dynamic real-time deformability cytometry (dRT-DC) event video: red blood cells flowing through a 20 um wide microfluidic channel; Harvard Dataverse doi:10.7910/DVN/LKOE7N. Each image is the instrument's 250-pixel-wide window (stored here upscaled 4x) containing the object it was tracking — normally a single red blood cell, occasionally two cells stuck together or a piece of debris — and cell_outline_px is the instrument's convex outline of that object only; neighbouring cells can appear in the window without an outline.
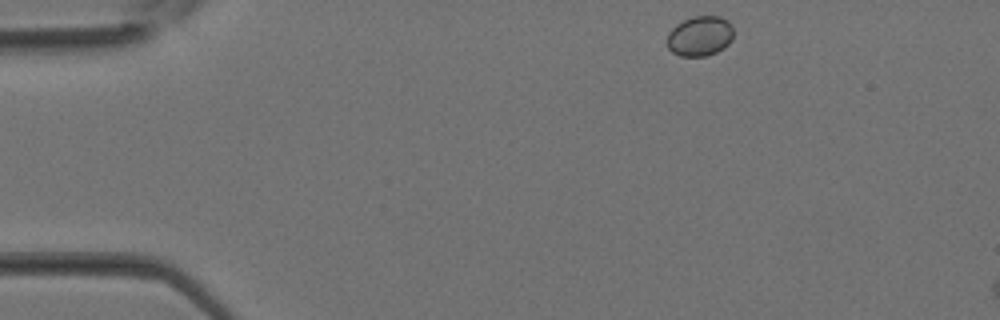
{"species": "Egyptian fruit bat (a non-hibernating species)", "species_latin": "Rousettus aegyptiacus", "temperature_condition": "room temperature", "stored_images_in_passage": 6, "camera_frame_rate_fps": 3000, "um_per_image_px": 0.085, "animal": {"sex": "female"}, "frame": {"image": 1, "passage_image": 1, "time_ms": 0.0, "image_size_px": [1000, 320], "cell_outline_px": [[732, 40], [724, 48], [716, 52], [704, 56], [680, 56], [672, 52], [668, 48], [668, 32], [676, 24], [692, 16], [720, 16], [728, 20], [732, 24]], "centroid_in_image_um": [59.5, 3.05], "position_along_channel_um": 25.5, "area_um2": 15.55}}